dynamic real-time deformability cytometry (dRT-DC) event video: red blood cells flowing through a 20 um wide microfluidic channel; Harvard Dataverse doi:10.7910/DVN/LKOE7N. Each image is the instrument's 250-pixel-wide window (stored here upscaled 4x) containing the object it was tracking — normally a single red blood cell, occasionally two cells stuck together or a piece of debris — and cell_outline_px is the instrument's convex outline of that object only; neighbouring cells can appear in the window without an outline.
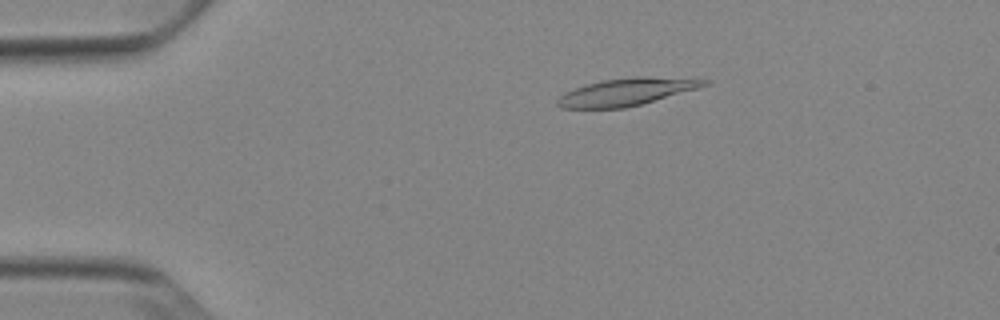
{"species": "Egyptian fruit bat (a non-hibernating species)", "species_latin": "Rousettus aegyptiacus", "temperature_condition": "cold", "stored_images_in_passage": 52, "camera_frame_rate_fps": 3000, "um_per_image_px": 0.085, "animal": {"sex": "female"}, "frame": {"image": 1, "passage_image": 10, "time_ms": 3.0, "image_size_px": [1000, 320], "cell_outline_px": [[712, 80], [708, 84], [700, 88], [640, 104], [624, 108], [560, 108], [556, 104], [556, 100], [564, 92], [584, 84], [600, 80], [632, 76], [644, 76]], "centroid_in_image_um": [53.22, 7.8], "position_along_channel_um": 31.8, "area_um2": 23.52}}
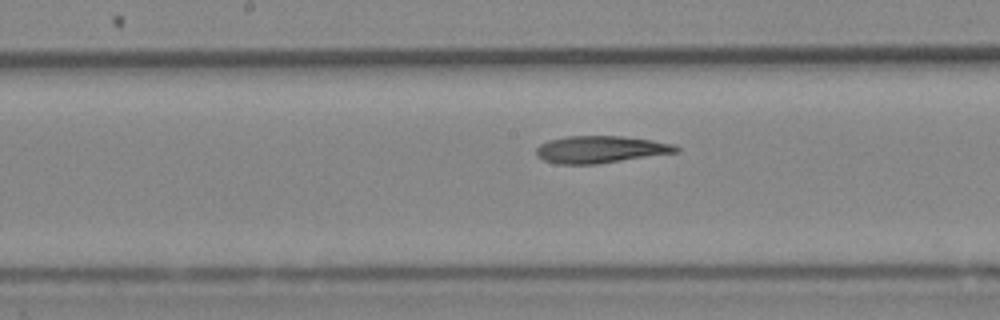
{"frame": {"image": 2, "passage_image": 27, "time_ms": 8.667, "image_size_px": [1000, 320], "cell_outline_px": [[680, 152], [596, 164], [556, 164], [544, 160], [536, 156], [536, 148], [540, 144], [548, 140], [564, 136], [620, 136], [652, 140], [672, 144], [680, 148]], "centroid_in_image_um": [51.02, 12.7], "position_along_channel_um": 197.2, "area_um2": 22.2}}
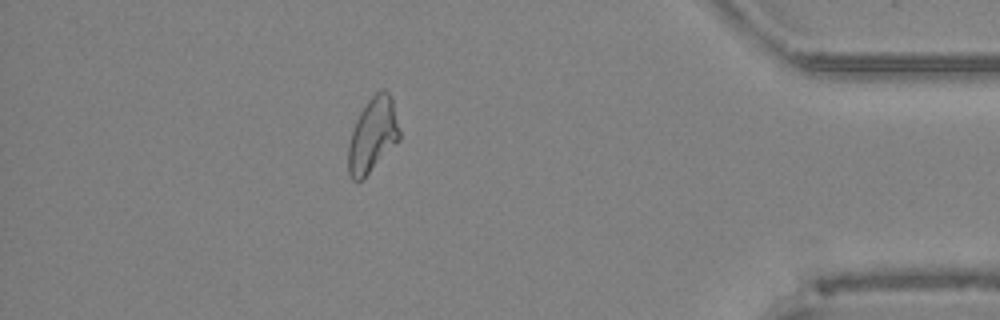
{"frame": {"image": 3, "passage_image": 46, "time_ms": 15.0, "image_size_px": [1000, 320], "cell_outline_px": [[400, 140], [364, 180], [352, 180], [348, 172], [348, 144], [356, 120], [360, 112], [368, 100], [380, 88], [384, 88], [392, 96], [400, 132]], "centroid_in_image_um": [31.69, 11.49], "position_along_channel_um": 403.5, "area_um2": 22.6}, "authors_computed_cell_mechanics": {"area_um2": 22.9755, "velocity_mm_per_s": 3.8698, "shape_relaxation_time_tau1_ms": null, "shape_relaxation_time_tau2_ms": 9.551, "deformation_change_tau1": null, "deformation_change_tau2": 0.2205}}